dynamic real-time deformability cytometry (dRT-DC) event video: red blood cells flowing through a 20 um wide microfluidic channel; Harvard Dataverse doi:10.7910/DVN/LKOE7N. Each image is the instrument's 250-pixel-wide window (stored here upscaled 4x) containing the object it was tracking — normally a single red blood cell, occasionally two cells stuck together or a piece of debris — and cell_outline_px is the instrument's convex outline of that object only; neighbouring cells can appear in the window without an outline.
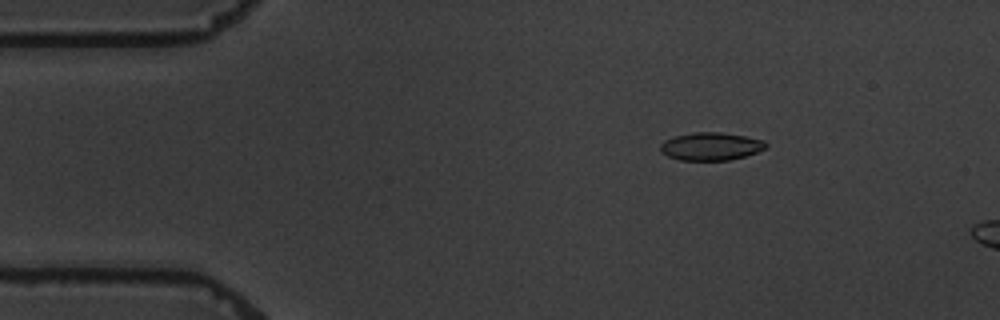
{"species": "common noctule bat (a hibernating species)", "species_latin": "Nyctalus noctula", "temperature_condition": "warm", "stored_images_in_passage": 5, "camera_frame_rate_fps": 3000, "um_per_image_px": 0.085, "animal": {"sex": "male", "body_mass_g": 19.5, "forearm_length_mm": 54.6}, "frame": {"image": 1, "passage_image": 3, "time_ms": 2.333, "image_size_px": [1000, 320], "cell_outline_px": [[768, 144], [764, 148], [756, 152], [744, 156], [728, 160], [680, 160], [668, 156], [660, 152], [660, 144], [664, 140], [676, 136], [692, 132], [720, 132], [744, 136], [764, 140]], "centroid_in_image_um": [60.39, 12.44], "position_along_channel_um": 24.6, "area_um2": 17.05}}